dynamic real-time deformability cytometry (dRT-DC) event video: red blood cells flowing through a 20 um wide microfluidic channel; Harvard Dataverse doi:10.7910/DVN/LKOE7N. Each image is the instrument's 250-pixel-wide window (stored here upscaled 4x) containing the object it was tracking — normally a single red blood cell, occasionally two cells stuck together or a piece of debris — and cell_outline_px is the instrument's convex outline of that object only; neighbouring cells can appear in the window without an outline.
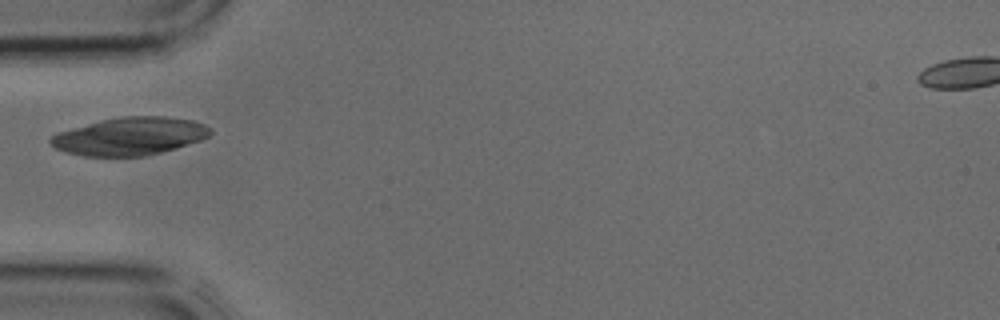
{"species": "common noctule bat (a hibernating species)", "species_latin": "Nyctalus noctula", "temperature_condition": "cold", "stored_images_in_passage": 7, "camera_frame_rate_fps": 3000, "um_per_image_px": 0.085, "animal": {"sex": "male", "body_mass_g": 17.9, "forearm_length_mm": 54.2}, "frame": {"image": 1, "passage_image": 1, "time_ms": 0.0, "image_size_px": [1000, 320], "cell_outline_px": [[212, 132], [208, 136], [200, 140], [176, 148], [144, 156], [84, 156], [68, 152], [56, 148], [48, 140], [52, 136], [60, 132], [100, 120], [124, 116], [164, 116], [192, 120], [204, 124], [212, 128]], "centroid_in_image_um": [11.07, 11.57], "position_along_channel_um": 73.9, "area_um2": 34.85}}